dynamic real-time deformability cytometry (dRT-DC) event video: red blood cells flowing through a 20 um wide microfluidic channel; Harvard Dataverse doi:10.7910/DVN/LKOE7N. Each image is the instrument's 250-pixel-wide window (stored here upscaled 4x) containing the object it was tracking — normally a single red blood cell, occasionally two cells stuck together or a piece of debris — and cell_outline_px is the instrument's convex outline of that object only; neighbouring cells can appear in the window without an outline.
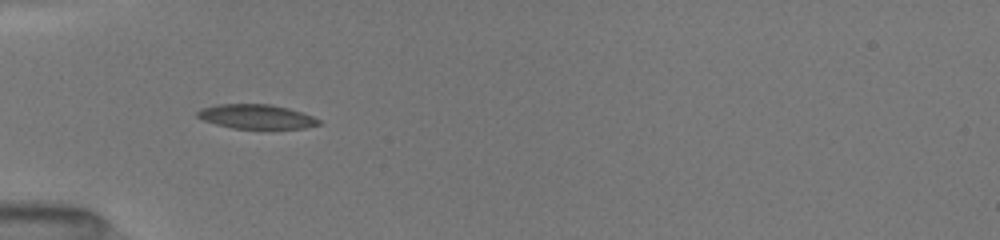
{"species": "common noctule bat (a hibernating species)", "species_latin": "Nyctalus noctula", "temperature_condition": "room temperature", "stored_images_in_passage": 8, "camera_frame_rate_fps": 3000, "um_per_image_px": 0.085, "animal": {"sex": "female", "body_mass_g": 19.5, "forearm_length_mm": 54.1}, "frame": {"image": 1, "passage_image": 1, "time_ms": 0.0, "image_size_px": [1000, 240], "cell_outline_px": [[320, 124], [304, 128], [232, 128], [216, 124], [204, 120], [196, 116], [196, 112], [200, 108], [216, 104], [268, 104], [288, 108], [312, 116], [320, 120]], "centroid_in_image_um": [21.74, 9.9], "position_along_channel_um": 63.3, "area_um2": 17.05}}
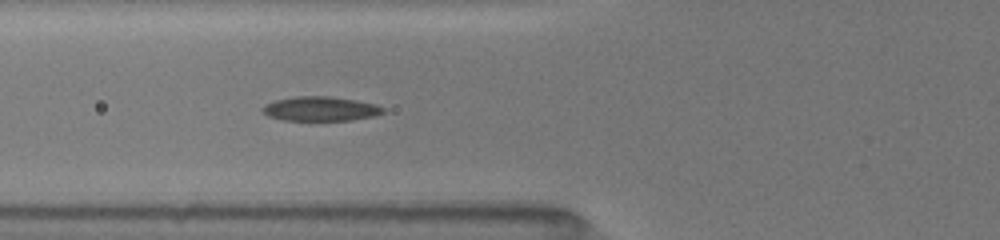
{"frame": {"image": 2, "passage_image": 5, "time_ms": 1.0, "image_size_px": [1000, 240], "cell_outline_px": [[384, 112], [372, 116], [352, 120], [284, 120], [268, 116], [260, 108], [264, 104], [276, 100], [296, 96], [328, 96], [356, 100], [376, 104], [384, 108]], "centroid_in_image_um": [27.22, 9.24], "position_along_channel_um": 98.6, "area_um2": 17.05}}